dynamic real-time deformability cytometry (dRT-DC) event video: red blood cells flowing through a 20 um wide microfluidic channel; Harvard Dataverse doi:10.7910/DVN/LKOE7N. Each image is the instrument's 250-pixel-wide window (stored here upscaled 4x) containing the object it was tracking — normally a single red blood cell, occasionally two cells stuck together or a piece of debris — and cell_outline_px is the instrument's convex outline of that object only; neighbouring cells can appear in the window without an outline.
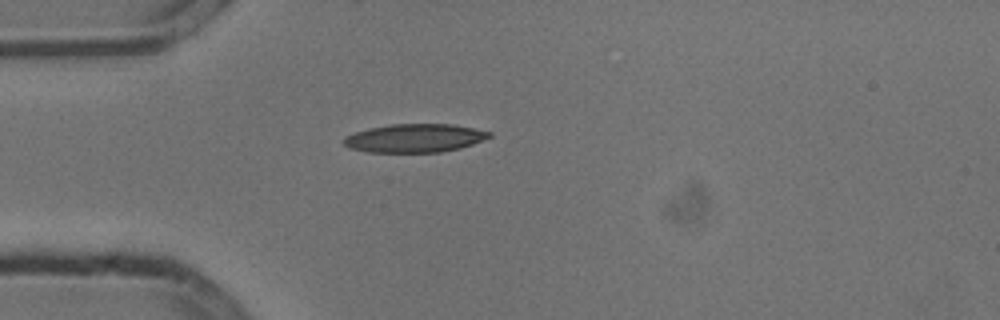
{"species": "common noctule bat (a hibernating species)", "species_latin": "Nyctalus noctula", "temperature_condition": "cold", "stored_images_in_passage": 2, "camera_frame_rate_fps": 3000, "um_per_image_px": 0.085, "animal": {"sex": "male", "body_mass_g": 13.3}, "frame": {"image": 1, "passage_image": 1, "time_ms": 0.0, "image_size_px": [1000, 320], "cell_outline_px": [[492, 136], [472, 144], [460, 148], [440, 152], [368, 152], [348, 148], [344, 144], [344, 136], [368, 128], [392, 124], [452, 124], [492, 132]], "centroid_in_image_um": [35.23, 11.74], "position_along_channel_um": 49.8, "area_um2": 24.04}}